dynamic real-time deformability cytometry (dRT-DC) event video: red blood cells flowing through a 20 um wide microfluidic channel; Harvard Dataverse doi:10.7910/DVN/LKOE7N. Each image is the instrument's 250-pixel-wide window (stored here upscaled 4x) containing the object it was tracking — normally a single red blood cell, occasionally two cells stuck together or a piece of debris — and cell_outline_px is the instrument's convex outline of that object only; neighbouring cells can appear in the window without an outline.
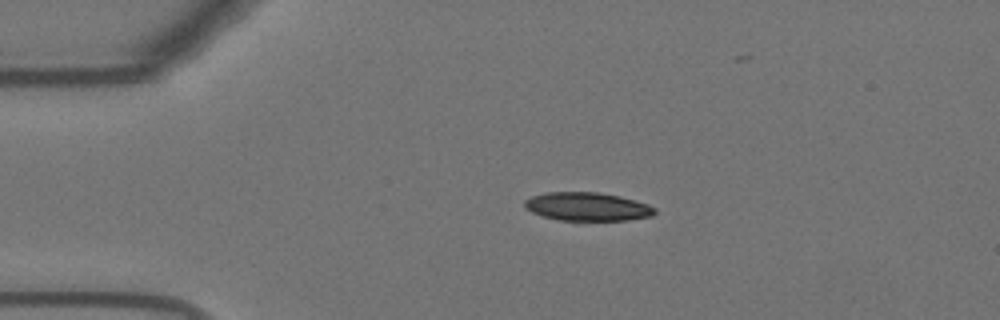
{"species": "Egyptian fruit bat (a non-hibernating species)", "species_latin": "Rousettus aegyptiacus", "temperature_condition": "warm", "stored_images_in_passage": 36, "camera_frame_rate_fps": 3000, "um_per_image_px": 0.085, "animal": {"sex": "female"}, "frame": {"image": 1, "passage_image": 1, "time_ms": 0.0, "image_size_px": [1000, 320], "cell_outline_px": [[656, 212], [652, 216], [628, 220], [560, 220], [544, 216], [532, 212], [524, 208], [524, 200], [532, 196], [544, 192], [596, 192], [620, 196], [636, 200], [648, 204], [656, 208]], "centroid_in_image_um": [49.93, 17.55], "position_along_channel_um": 35.1, "area_um2": 21.62}}
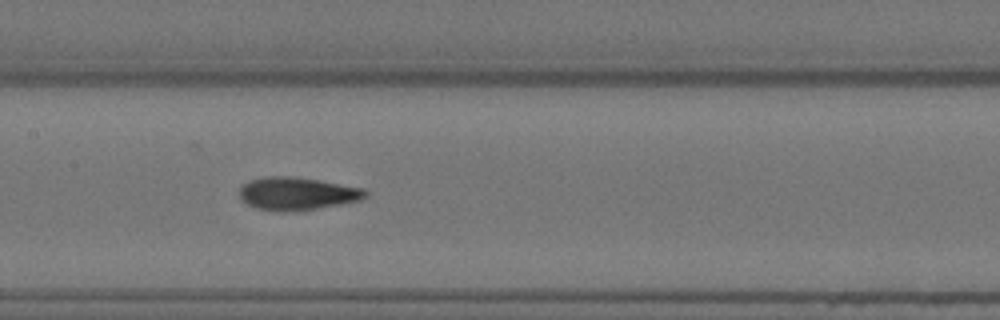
{"frame": {"image": 2, "passage_image": 16, "time_ms": 5.0, "image_size_px": [1000, 320], "cell_outline_px": [[368, 196], [360, 200], [340, 204], [316, 208], [280, 212], [256, 208], [248, 204], [240, 196], [240, 188], [248, 180], [264, 176], [296, 176], [320, 180], [364, 188], [368, 192]], "centroid_in_image_um": [25.27, 16.43], "position_along_channel_um": 182.1, "area_um2": 24.1}}
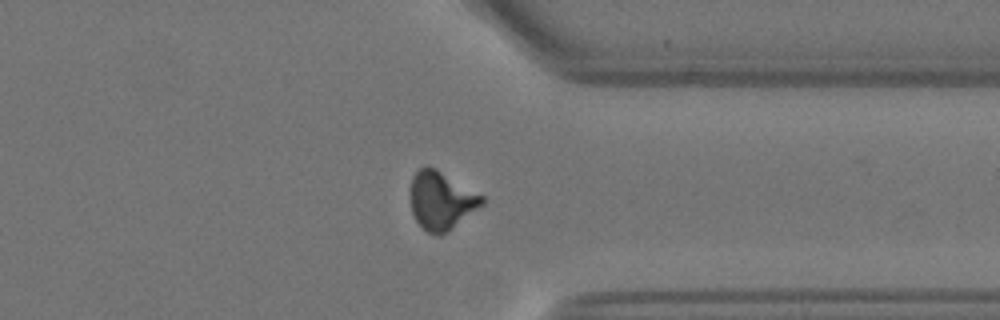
{"frame": {"image": 3, "passage_image": 32, "time_ms": 10.333, "image_size_px": [1000, 320], "cell_outline_px": [[484, 204], [448, 232], [440, 236], [428, 232], [416, 220], [412, 212], [408, 196], [412, 176], [420, 168], [436, 168], [484, 196]], "centroid_in_image_um": [37.49, 17.05], "position_along_channel_um": 373.9, "area_um2": 24.39}}